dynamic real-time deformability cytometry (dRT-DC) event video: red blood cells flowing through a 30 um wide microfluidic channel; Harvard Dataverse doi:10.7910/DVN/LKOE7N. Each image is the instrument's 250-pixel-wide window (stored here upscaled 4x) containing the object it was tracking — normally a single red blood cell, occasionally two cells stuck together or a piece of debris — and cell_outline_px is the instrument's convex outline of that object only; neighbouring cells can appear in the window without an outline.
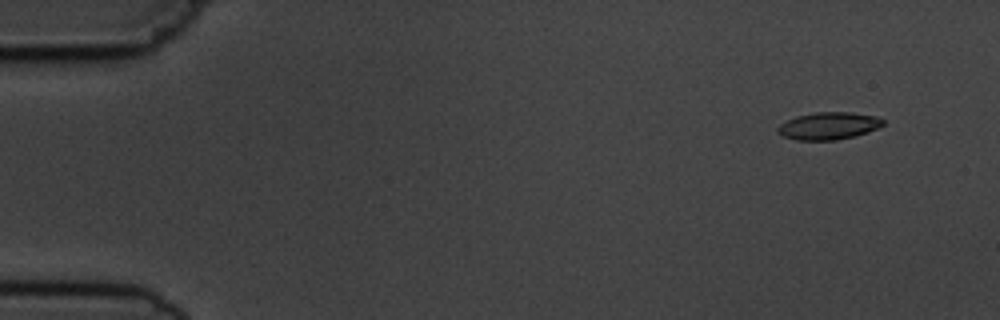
{"species": "common noctule bat (a hibernating species)", "species_latin": "Nyctalus noctula", "temperature_condition": "cold", "stored_images_in_passage": 7, "camera_frame_rate_fps": 3000, "um_per_image_px": 0.085, "animal": {"sex": "male", "body_mass_g": 19.5, "forearm_length_mm": 54.6}, "frame": {"image": 1, "passage_image": 2, "time_ms": 1.0, "image_size_px": [1000, 320], "cell_outline_px": [[884, 124], [868, 132], [856, 136], [836, 140], [796, 140], [784, 136], [776, 132], [776, 128], [780, 124], [796, 116], [816, 112], [852, 112], [876, 116], [884, 120]], "centroid_in_image_um": [70.43, 10.7], "position_along_channel_um": 14.6, "area_um2": 16.82}}
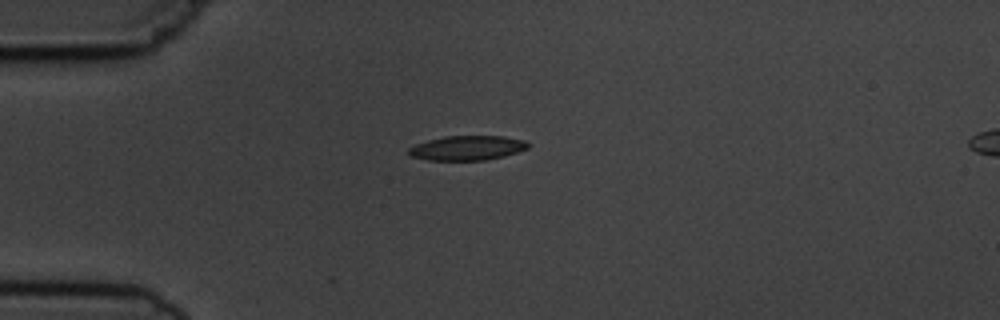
{"frame": {"image": 2, "passage_image": 5, "time_ms": 4.333, "image_size_px": [1000, 320], "cell_outline_px": [[528, 148], [504, 156], [484, 160], [428, 160], [412, 156], [408, 152], [408, 148], [416, 144], [428, 140], [444, 136], [504, 136], [524, 140], [528, 144]], "centroid_in_image_um": [39.7, 12.57], "position_along_channel_um": 45.3, "area_um2": 16.94}}
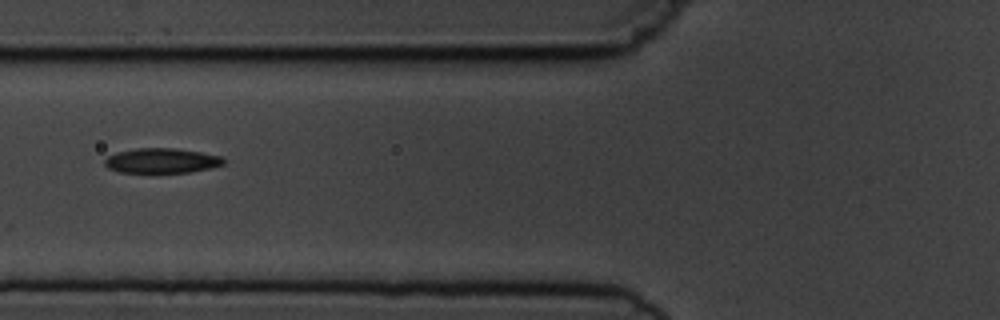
{"frame": {"image": 3, "passage_image": 7, "time_ms": 6.667, "image_size_px": [1000, 320], "cell_outline_px": [[224, 164], [212, 168], [188, 172], [120, 172], [108, 168], [104, 164], [104, 160], [108, 156], [116, 152], [136, 148], [176, 148], [200, 152], [220, 156], [224, 160]], "centroid_in_image_um": [13.72, 13.65], "position_along_channel_um": 112.1, "area_um2": 17.17}}